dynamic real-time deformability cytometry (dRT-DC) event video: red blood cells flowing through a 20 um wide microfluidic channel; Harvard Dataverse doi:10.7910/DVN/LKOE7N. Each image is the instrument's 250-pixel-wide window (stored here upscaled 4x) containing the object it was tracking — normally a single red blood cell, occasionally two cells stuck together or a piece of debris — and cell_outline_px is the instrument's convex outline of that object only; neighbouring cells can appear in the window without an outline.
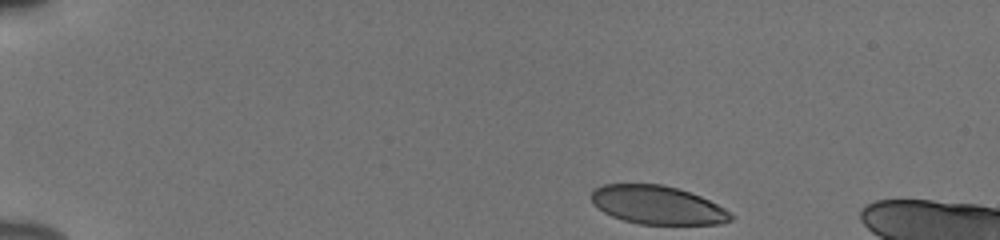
{"species": "human", "species_latin": "Homo sapiens", "temperature_condition": "cold", "stored_images_in_passage": 10, "camera_frame_rate_fps": 3000, "um_per_image_px": 0.085, "donor": {"sex": "male"}, "frame": {"image": 1, "passage_image": 1, "time_ms": 0.0, "image_size_px": [1000, 240], "cell_outline_px": [[736, 216], [732, 220], [720, 224], [640, 224], [624, 220], [612, 216], [604, 212], [592, 204], [592, 192], [596, 188], [604, 184], [660, 184], [680, 188], [700, 196], [724, 208]], "centroid_in_image_um": [55.91, 17.43], "position_along_channel_um": 29.1, "area_um2": 31.27}}